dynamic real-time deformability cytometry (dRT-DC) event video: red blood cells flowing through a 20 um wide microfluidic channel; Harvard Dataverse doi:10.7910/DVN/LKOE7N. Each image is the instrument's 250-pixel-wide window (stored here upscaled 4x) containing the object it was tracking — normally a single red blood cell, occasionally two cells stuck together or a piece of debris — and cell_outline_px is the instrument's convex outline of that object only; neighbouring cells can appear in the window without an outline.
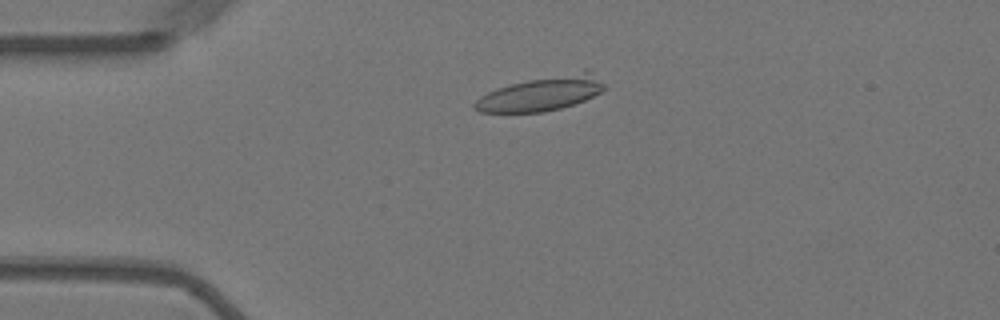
{"species": "Egyptian fruit bat (a non-hibernating species)", "species_latin": "Rousettus aegyptiacus", "temperature_condition": "warm", "stored_images_in_passage": 24, "camera_frame_rate_fps": 3000, "um_per_image_px": 0.085, "animal": {"sex": "female"}, "frame": {"image": 1, "passage_image": 13, "time_ms": 4.0, "image_size_px": [1000, 320], "cell_outline_px": [[604, 88], [600, 92], [584, 100], [560, 108], [544, 112], [480, 112], [472, 108], [472, 104], [480, 96], [496, 88], [528, 80], [584, 68], [588, 68], [604, 84]], "centroid_in_image_um": [46.03, 7.93], "position_along_channel_um": 39.0, "area_um2": 26.07}}
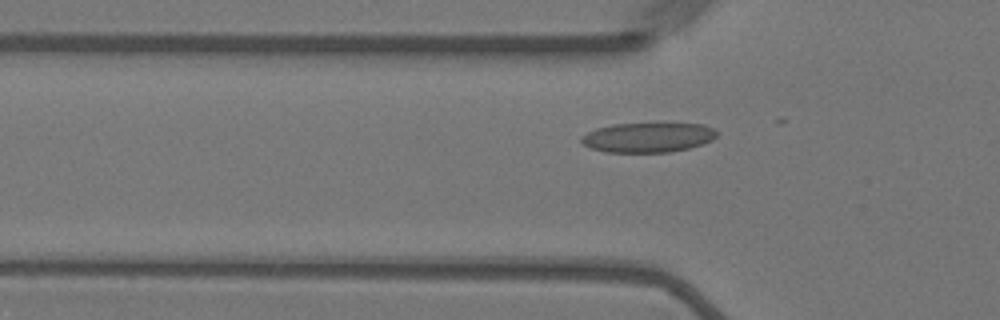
{"frame": {"image": 2, "passage_image": 18, "time_ms": 5.667, "image_size_px": [1000, 320], "cell_outline_px": [[720, 132], [712, 140], [688, 148], [668, 152], [604, 152], [592, 148], [584, 144], [580, 140], [580, 136], [596, 128], [612, 124], [704, 124]], "centroid_in_image_um": [55.06, 11.68], "position_along_channel_um": 70.7, "area_um2": 23.29}}
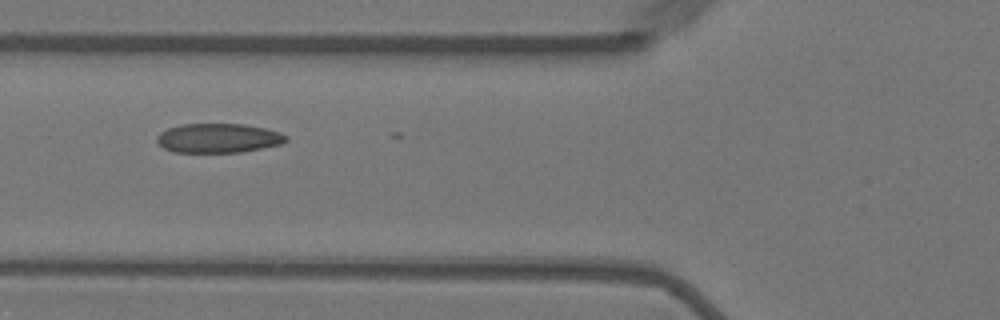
{"frame": {"image": 3, "passage_image": 21, "time_ms": 6.667, "image_size_px": [1000, 320], "cell_outline_px": [[288, 140], [280, 144], [240, 152], [172, 152], [164, 148], [156, 140], [156, 136], [160, 132], [168, 128], [180, 124], [244, 124], [264, 128], [280, 132], [288, 136]], "centroid_in_image_um": [18.54, 11.73], "position_along_channel_um": 107.3, "area_um2": 22.02}}